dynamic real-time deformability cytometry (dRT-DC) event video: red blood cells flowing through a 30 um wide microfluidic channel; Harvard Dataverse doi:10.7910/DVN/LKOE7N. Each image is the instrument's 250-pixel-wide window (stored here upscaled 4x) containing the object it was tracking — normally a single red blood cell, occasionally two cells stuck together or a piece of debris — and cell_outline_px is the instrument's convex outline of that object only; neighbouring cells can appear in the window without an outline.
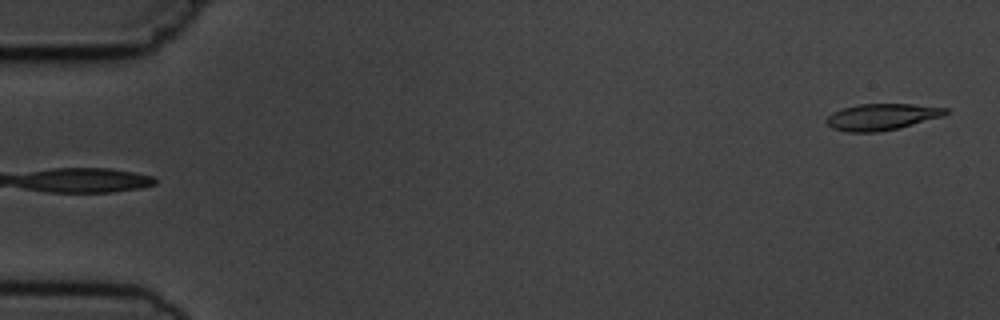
{"species": "common noctule bat (a hibernating species)", "species_latin": "Nyctalus noctula", "temperature_condition": "cold", "stored_images_in_passage": 5, "camera_frame_rate_fps": 3000, "um_per_image_px": 0.085, "animal": {"sex": "male", "body_mass_g": 19.5, "forearm_length_mm": 54.6}, "frame": {"image": 1, "passage_image": 5, "time_ms": 4.667, "image_size_px": [1000, 320], "cell_outline_px": [[948, 112], [944, 116], [900, 128], [876, 132], [844, 132], [832, 128], [824, 120], [832, 112], [856, 104], [912, 104], [948, 108]], "centroid_in_image_um": [74.94, 9.94], "position_along_channel_um": 10.1, "area_um2": 18.5}}